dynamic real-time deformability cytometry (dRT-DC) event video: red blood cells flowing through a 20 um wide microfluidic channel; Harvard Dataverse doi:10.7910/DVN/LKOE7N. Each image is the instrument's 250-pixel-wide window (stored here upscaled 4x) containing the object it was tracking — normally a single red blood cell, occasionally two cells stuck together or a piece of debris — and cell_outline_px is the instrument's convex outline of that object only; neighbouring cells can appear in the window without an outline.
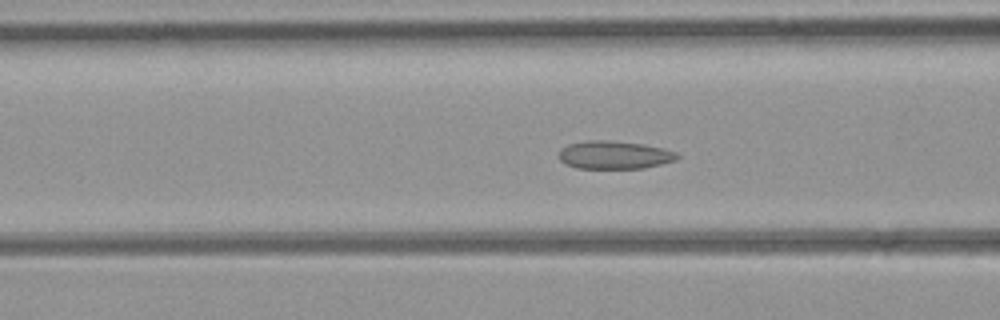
{"species": "common noctule bat (a hibernating species)", "species_latin": "Nyctalus noctula", "temperature_condition": "room temperature", "stored_images_in_passage": 53, "camera_frame_rate_fps": 3000, "um_per_image_px": 0.085, "animal": {"sex": "female", "body_mass_g": 21.9}, "frame": {"image": 1, "passage_image": 21, "time_ms": 6.667, "image_size_px": [1000, 320], "cell_outline_px": [[680, 156], [676, 160], [644, 168], [576, 168], [564, 164], [560, 160], [560, 148], [568, 144], [588, 140], [608, 140], [644, 144], [676, 152]], "centroid_in_image_um": [52.19, 13.17], "position_along_channel_um": 114.4, "area_um2": 19.31}}
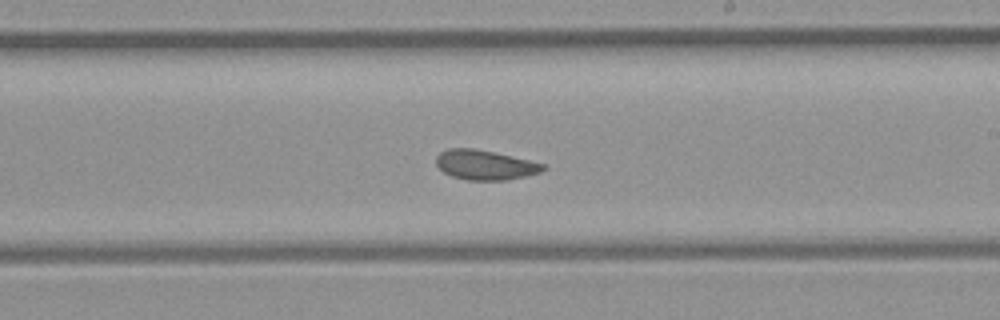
{"frame": {"image": 2, "passage_image": 31, "time_ms": 10.0, "image_size_px": [1000, 320], "cell_outline_px": [[548, 168], [540, 172], [508, 180], [468, 180], [452, 176], [444, 172], [436, 164], [436, 156], [440, 152], [448, 148], [472, 148], [492, 152], [528, 160], [544, 164]], "centroid_in_image_um": [41.21, 14.02], "position_along_channel_um": 247.8, "area_um2": 18.32}}
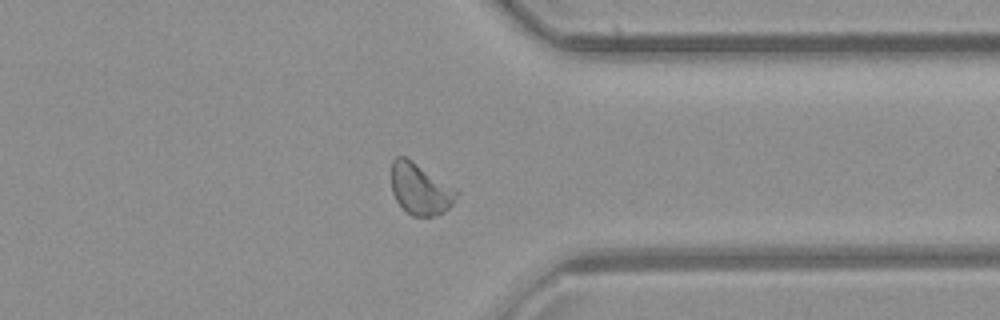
{"frame": {"image": 3, "passage_image": 41, "time_ms": 13.333, "image_size_px": [1000, 320], "cell_outline_px": [[460, 192], [456, 200], [444, 212], [436, 216], [412, 216], [396, 200], [392, 192], [392, 160], [396, 156], [404, 156], [456, 188]], "centroid_in_image_um": [35.74, 16.08], "position_along_channel_um": 375.7, "area_um2": 19.36}, "authors_computed_cell_mechanics": {"area_um2": 19.8254, "velocity_mm_per_s": 4.0018, "shape_relaxation_time_tau1_ms": null, "shape_relaxation_time_tau2_ms": 1.6398, "deformation_change_tau1": null, "deformation_change_tau2": 0.0678}}